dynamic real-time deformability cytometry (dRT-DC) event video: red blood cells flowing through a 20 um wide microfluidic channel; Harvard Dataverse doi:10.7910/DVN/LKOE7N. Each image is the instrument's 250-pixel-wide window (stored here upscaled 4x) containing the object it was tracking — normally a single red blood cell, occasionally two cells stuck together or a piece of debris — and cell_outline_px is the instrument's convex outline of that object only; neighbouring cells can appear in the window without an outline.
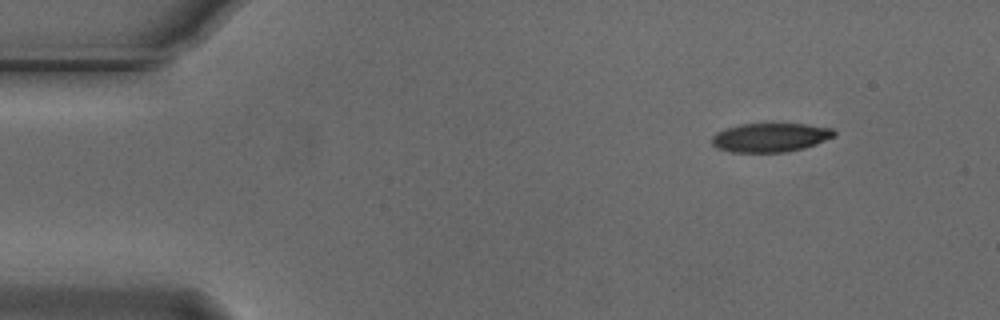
{"species": "Egyptian fruit bat (a non-hibernating species)", "species_latin": "Rousettus aegyptiacus", "temperature_condition": "cold", "stored_images_in_passage": 4, "camera_frame_rate_fps": 3000, "um_per_image_px": 0.085, "animal": {"sex": "male"}, "frame": {"image": 1, "passage_image": 1, "time_ms": 0.0, "image_size_px": [1000, 320], "cell_outline_px": [[836, 136], [816, 144], [804, 148], [784, 152], [732, 152], [716, 148], [712, 144], [712, 136], [716, 132], [740, 124], [804, 124], [832, 128], [836, 132]], "centroid_in_image_um": [65.49, 11.69], "position_along_channel_um": 19.5, "area_um2": 20.58}}
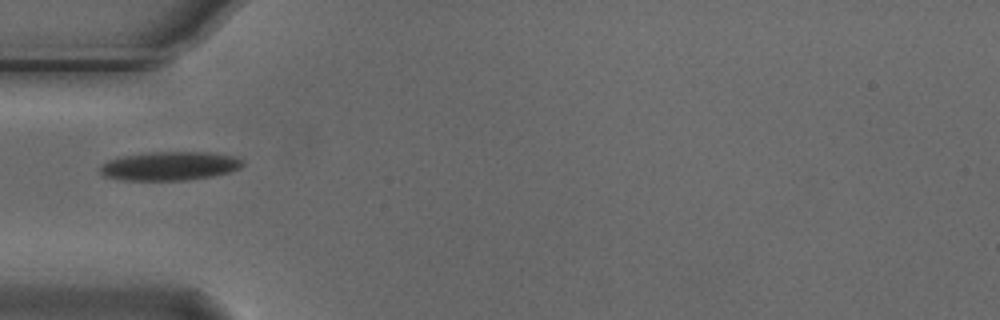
{"frame": {"image": 2, "passage_image": 4, "time_ms": 1.0, "image_size_px": [1000, 320], "cell_outline_px": [[244, 164], [240, 168], [228, 172], [212, 176], [188, 180], [124, 180], [104, 176], [100, 172], [100, 164], [108, 160], [120, 156], [148, 152], [208, 152], [236, 156], [244, 160]], "centroid_in_image_um": [14.42, 14.1], "position_along_channel_um": 70.6, "area_um2": 24.1}}